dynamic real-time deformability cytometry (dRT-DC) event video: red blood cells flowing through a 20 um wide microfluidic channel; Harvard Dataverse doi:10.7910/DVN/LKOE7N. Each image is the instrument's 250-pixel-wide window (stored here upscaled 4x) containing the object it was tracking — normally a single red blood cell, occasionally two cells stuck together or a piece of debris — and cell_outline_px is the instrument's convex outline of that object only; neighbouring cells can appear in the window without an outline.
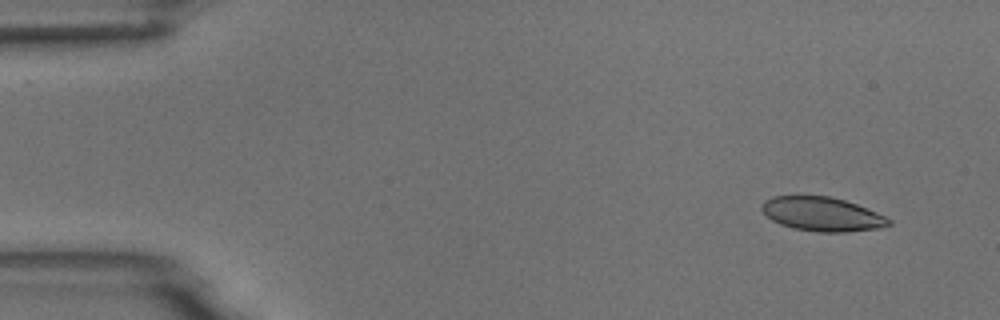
{"species": "common noctule bat (a hibernating species)", "species_latin": "Nyctalus noctula", "temperature_condition": "room temperature", "stored_images_in_passage": 5, "segment_of_instrument_passage": [1, 2], "camera_frame_rate_fps": 3000, "um_per_image_px": 0.085, "animal": {"sex": "male", "body_mass_g": 18.8}, "frame": {"image": 1, "passage_image": 1, "time_ms": 0.0, "image_size_px": [1000, 320], "cell_outline_px": [[892, 224], [880, 228], [848, 232], [820, 232], [792, 228], [780, 224], [772, 220], [760, 208], [760, 204], [764, 200], [772, 196], [832, 196], [856, 204], [876, 212], [892, 220]], "centroid_in_image_um": [69.87, 18.2], "position_along_channel_um": 15.1, "area_um2": 25.26}}
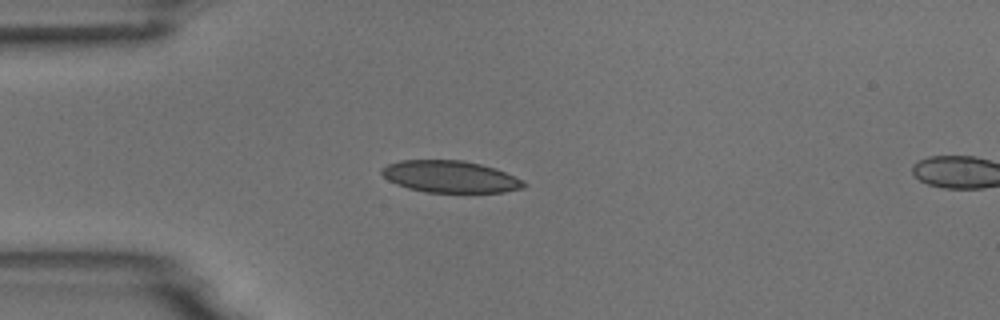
{"frame": {"image": 2, "passage_image": 4, "time_ms": 3.333, "image_size_px": [1000, 320], "cell_outline_px": [[528, 184], [524, 188], [504, 192], [424, 192], [408, 188], [396, 184], [388, 180], [380, 172], [380, 168], [388, 164], [400, 160], [460, 160], [480, 164], [496, 168], [524, 180]], "centroid_in_image_um": [38.28, 15.02], "position_along_channel_um": 46.7, "area_um2": 26.53}}